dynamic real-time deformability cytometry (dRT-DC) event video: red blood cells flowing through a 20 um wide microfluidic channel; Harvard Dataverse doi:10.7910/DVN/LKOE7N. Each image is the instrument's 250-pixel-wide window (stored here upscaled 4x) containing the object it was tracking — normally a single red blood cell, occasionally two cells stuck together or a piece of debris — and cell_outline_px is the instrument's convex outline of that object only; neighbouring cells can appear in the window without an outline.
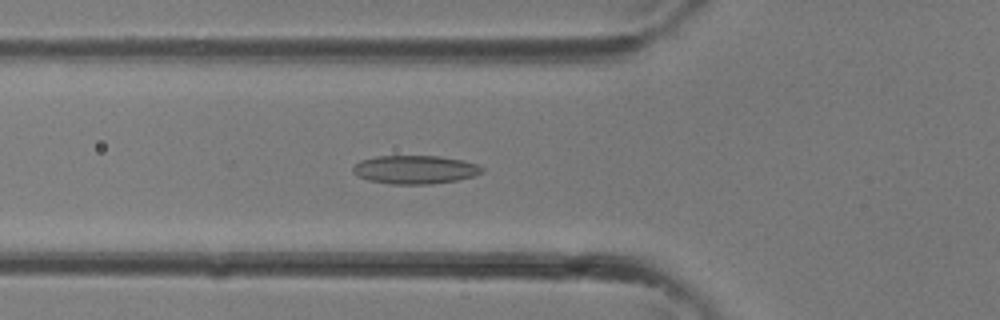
{"species": "common noctule bat (a hibernating species)", "species_latin": "Nyctalus noctula", "temperature_condition": "room temperature", "stored_images_in_passage": 33, "camera_frame_rate_fps": 3000, "um_per_image_px": 0.085, "animal": {"sex": "female"}, "frame": {"image": 1, "passage_image": 11, "time_ms": 3.333, "image_size_px": [1000, 320], "cell_outline_px": [[484, 172], [476, 176], [456, 180], [432, 184], [392, 184], [368, 180], [352, 172], [352, 168], [360, 160], [376, 156], [440, 156], [464, 160], [476, 164], [484, 168]], "centroid_in_image_um": [35.31, 14.41], "position_along_channel_um": 90.5, "area_um2": 21.5}}
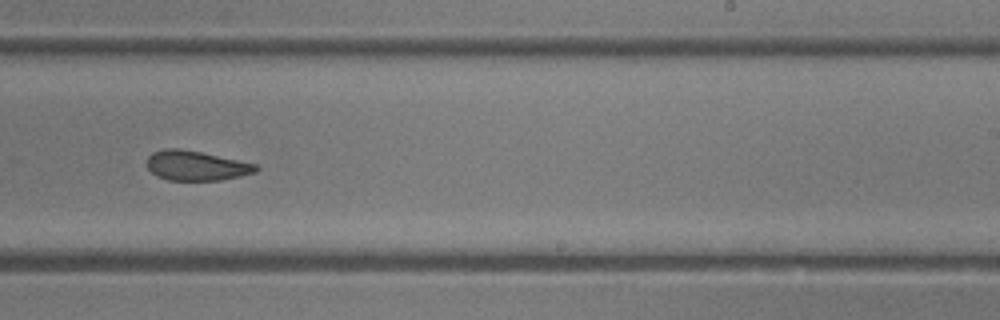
{"frame": {"image": 2, "passage_image": 20, "time_ms": 6.333, "image_size_px": [1000, 320], "cell_outline_px": [[260, 168], [256, 172], [240, 176], [220, 180], [168, 180], [156, 176], [148, 168], [148, 156], [152, 152], [164, 148], [180, 148], [200, 152], [256, 164]], "centroid_in_image_um": [16.66, 14.08], "position_along_channel_um": 272.3, "area_um2": 18.79}}
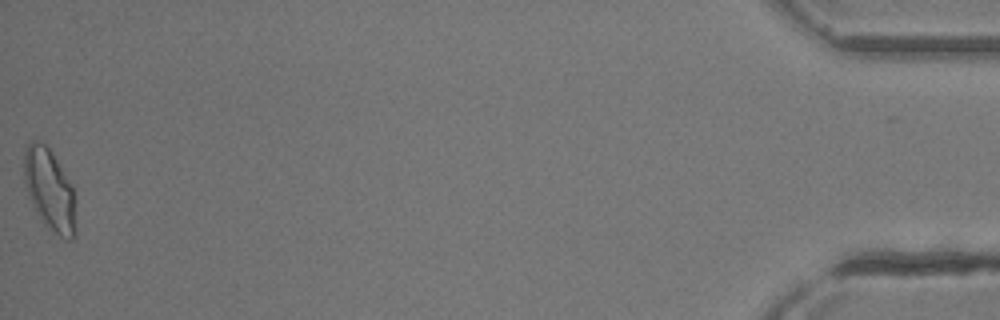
{"frame": {"image": 3, "passage_image": 33, "time_ms": 10.667, "image_size_px": [1000, 320], "cell_outline_px": [[76, 236], [72, 240], [64, 240], [48, 228], [44, 224], [36, 212], [24, 184], [24, 148], [32, 140], [36, 140], [44, 144], [48, 148], [56, 160], [72, 188], [76, 200]], "centroid_in_image_um": [4.23, 16.21], "position_along_channel_um": 431.0, "area_um2": 24.68}}